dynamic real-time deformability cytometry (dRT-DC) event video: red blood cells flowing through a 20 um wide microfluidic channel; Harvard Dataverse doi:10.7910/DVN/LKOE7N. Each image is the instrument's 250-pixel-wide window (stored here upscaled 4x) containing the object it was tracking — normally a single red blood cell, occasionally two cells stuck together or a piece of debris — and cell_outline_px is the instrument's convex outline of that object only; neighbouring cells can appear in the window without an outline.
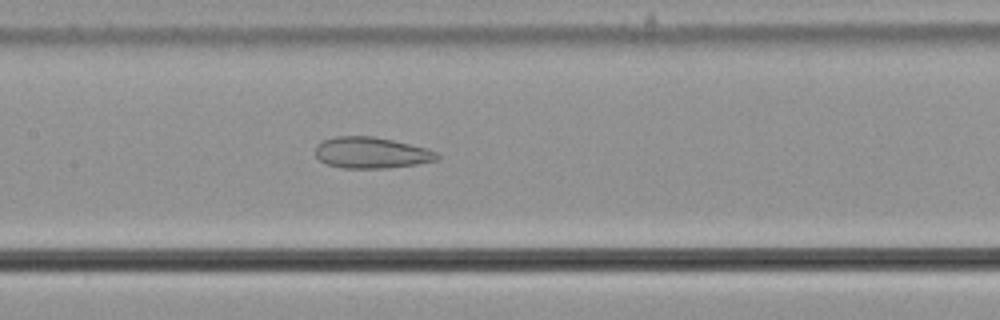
{"species": "common noctule bat (a hibernating species)", "species_latin": "Nyctalus noctula", "temperature_condition": "cold", "stored_images_in_passage": 56, "camera_frame_rate_fps": 3000, "um_per_image_px": 0.085, "animal": {"sex": "male", "body_mass_g": 21.5, "forearm_length_mm": 52.0}, "frame": {"image": 1, "passage_image": 27, "time_ms": 8.667, "image_size_px": [1000, 320], "cell_outline_px": [[440, 160], [416, 164], [388, 168], [340, 168], [328, 164], [320, 160], [316, 156], [316, 144], [324, 140], [336, 136], [372, 136], [392, 140], [428, 148], [436, 152], [440, 156]], "centroid_in_image_um": [31.59, 12.98], "position_along_channel_um": 175.8, "area_um2": 22.2}}
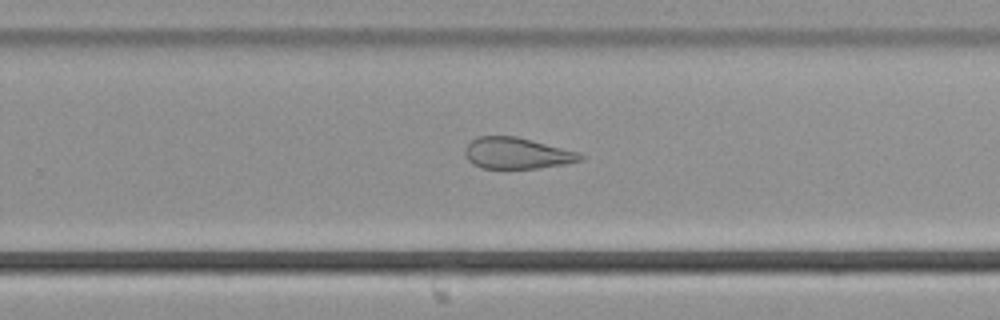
{"frame": {"image": 2, "passage_image": 36, "time_ms": 11.667, "image_size_px": [1000, 320], "cell_outline_px": [[584, 160], [564, 164], [536, 168], [480, 168], [472, 164], [468, 160], [464, 152], [464, 148], [476, 136], [516, 136], [576, 152], [584, 156]], "centroid_in_image_um": [43.88, 13.03], "position_along_channel_um": 285.9, "area_um2": 20.81}}
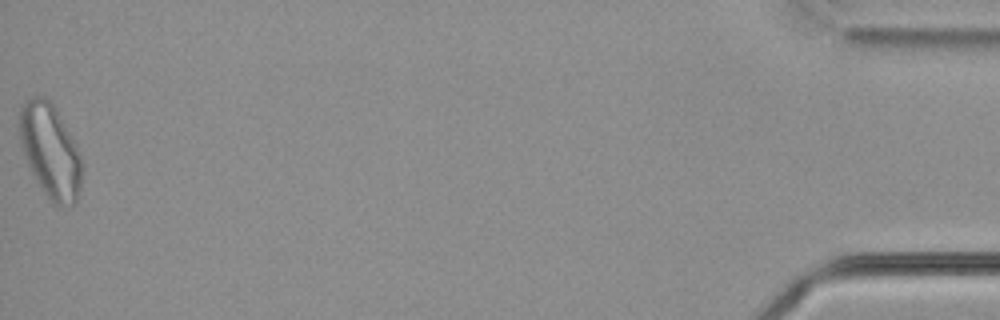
{"frame": {"image": 3, "passage_image": 56, "time_ms": 18.333, "image_size_px": [1000, 320], "cell_outline_px": [[84, 168], [80, 188], [76, 200], [68, 208], [64, 208], [52, 204], [36, 180], [28, 164], [20, 140], [20, 104], [24, 100], [32, 96], [44, 96], [52, 100], [84, 164]], "centroid_in_image_um": [4.29, 12.84], "position_along_channel_um": 430.9, "area_um2": 34.22}, "authors_computed_cell_mechanics": {"area_um2": 28.1486, "velocity_mm_per_s": 3.6822, "shape_relaxation_time_tau1_ms": null, "shape_relaxation_time_tau2_ms": 2.4631, "deformation_change_tau1": null, "deformation_change_tau2": 0.1069}}